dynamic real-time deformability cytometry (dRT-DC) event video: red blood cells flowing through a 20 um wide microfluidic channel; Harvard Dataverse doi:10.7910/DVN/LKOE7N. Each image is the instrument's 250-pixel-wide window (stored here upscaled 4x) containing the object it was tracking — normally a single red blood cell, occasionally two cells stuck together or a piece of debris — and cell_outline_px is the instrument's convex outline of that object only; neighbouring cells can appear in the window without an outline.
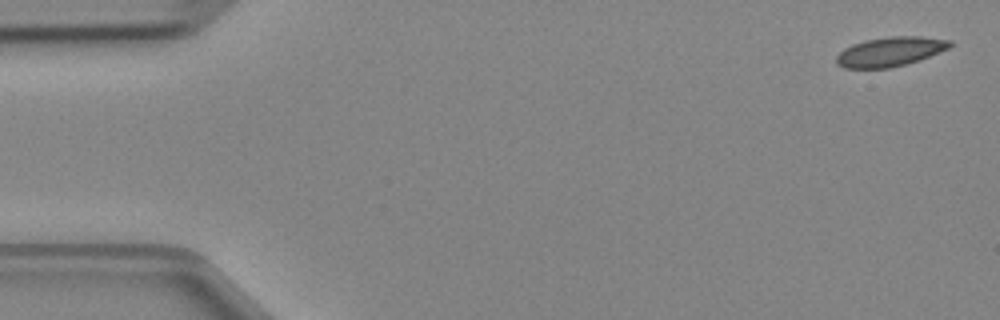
{"species": "Egyptian fruit bat (a non-hibernating species)", "species_latin": "Rousettus aegyptiacus", "temperature_condition": "cold", "stored_images_in_passage": 4, "camera_frame_rate_fps": 3000, "um_per_image_px": 0.085, "animal": {"sex": "female"}, "frame": {"image": 1, "passage_image": 1, "time_ms": 0.0, "image_size_px": [1000, 320], "cell_outline_px": [[952, 44], [948, 48], [920, 60], [888, 68], [844, 68], [836, 64], [836, 56], [844, 48], [852, 44], [868, 40], [888, 36], [920, 36], [952, 40]], "centroid_in_image_um": [75.65, 4.39], "position_along_channel_um": 9.4, "area_um2": 19.36}}
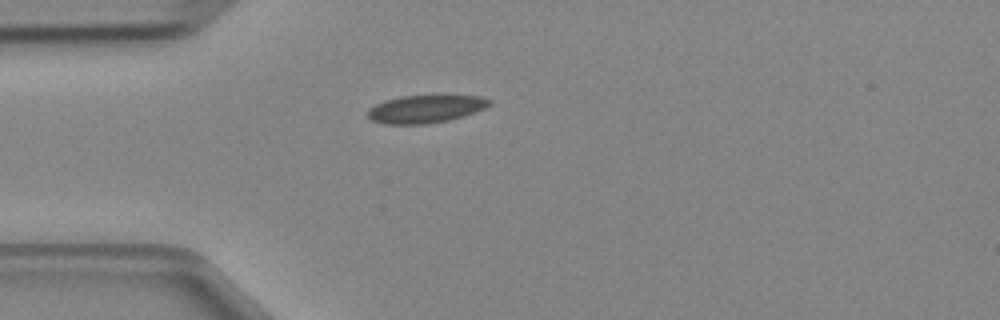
{"frame": {"image": 2, "passage_image": 4, "time_ms": 1.0, "image_size_px": [1000, 320], "cell_outline_px": [[492, 104], [484, 108], [448, 120], [424, 124], [384, 124], [372, 120], [368, 116], [368, 108], [384, 100], [400, 96], [480, 96], [492, 100]], "centroid_in_image_um": [36.13, 9.26], "position_along_channel_um": 48.9, "area_um2": 19.42}}